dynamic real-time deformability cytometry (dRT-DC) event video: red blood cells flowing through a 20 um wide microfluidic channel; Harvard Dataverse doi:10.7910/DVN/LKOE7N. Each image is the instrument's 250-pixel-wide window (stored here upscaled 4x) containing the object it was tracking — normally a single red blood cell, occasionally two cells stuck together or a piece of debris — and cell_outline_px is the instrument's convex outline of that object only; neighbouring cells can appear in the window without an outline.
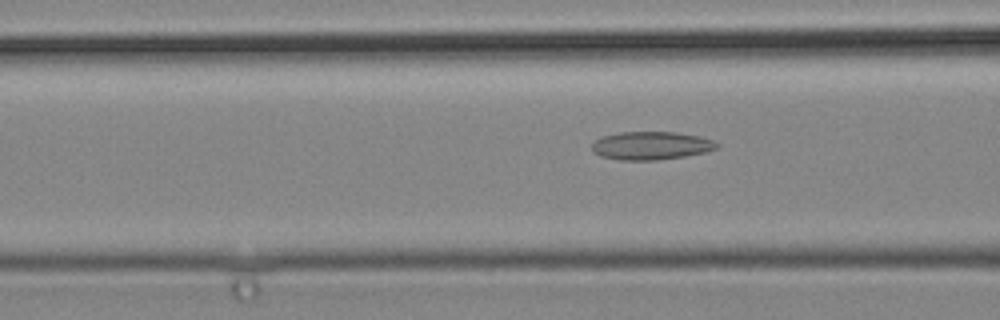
{"species": "common noctule bat (a hibernating species)", "species_latin": "Nyctalus noctula", "temperature_condition": "cold", "stored_images_in_passage": 3, "camera_frame_rate_fps": 3000, "um_per_image_px": 0.085, "animal": {"sex": "male", "body_mass_g": 19.2, "forearm_length_mm": 51.8}, "frame": {"image": 1, "passage_image": 3, "time_ms": 0.667, "image_size_px": [1000, 320], "cell_outline_px": [[720, 144], [716, 148], [704, 152], [684, 156], [656, 160], [620, 160], [600, 156], [592, 152], [592, 144], [596, 140], [604, 136], [620, 132], [676, 132], [700, 136], [712, 140]], "centroid_in_image_um": [55.33, 12.38], "position_along_channel_um": 111.3, "area_um2": 20.4}}